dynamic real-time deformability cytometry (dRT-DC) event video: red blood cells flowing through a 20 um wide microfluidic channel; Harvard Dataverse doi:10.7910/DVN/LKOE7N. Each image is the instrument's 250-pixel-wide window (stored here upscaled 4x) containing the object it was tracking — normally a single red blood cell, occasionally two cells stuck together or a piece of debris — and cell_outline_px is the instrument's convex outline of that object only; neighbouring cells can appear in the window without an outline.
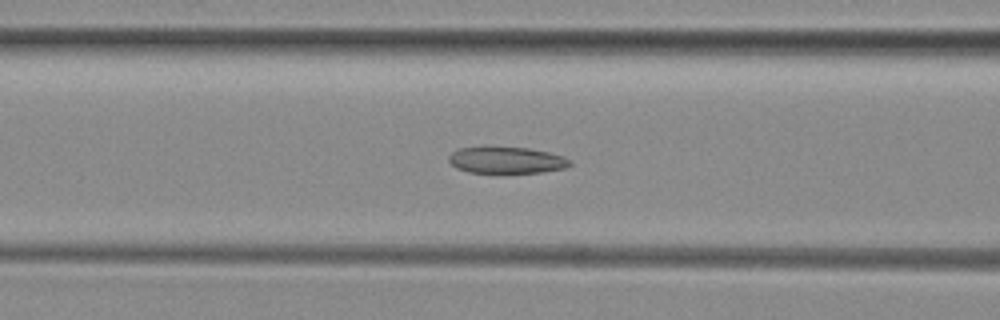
{"species": "common noctule bat (a hibernating species)", "species_latin": "Nyctalus noctula", "temperature_condition": "room temperature", "stored_images_in_passage": 52, "camera_frame_rate_fps": 3000, "um_per_image_px": 0.085, "animal": {"sex": "female", "body_mass_g": 29.2, "forearm_length_mm": 56.3}, "frame": {"image": 1, "passage_image": 21, "time_ms": 6.667, "image_size_px": [1000, 320], "cell_outline_px": [[572, 164], [564, 168], [540, 172], [468, 172], [456, 168], [448, 160], [448, 156], [452, 152], [460, 148], [484, 144], [528, 148], [548, 152], [564, 156], [572, 160]], "centroid_in_image_um": [43.01, 13.56], "position_along_channel_um": 123.6, "area_um2": 19.31}}
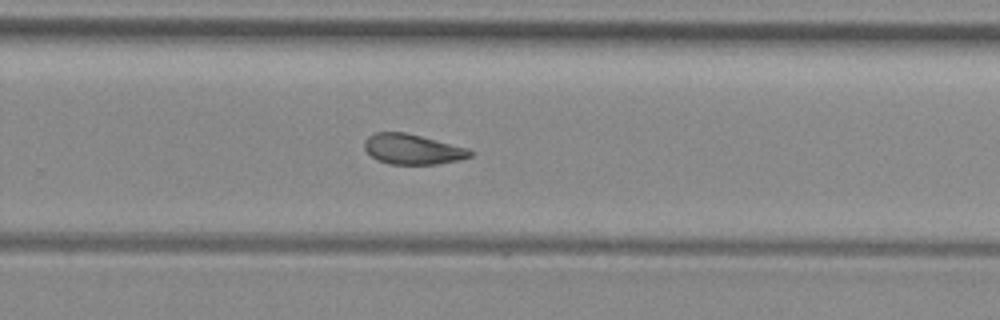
{"frame": {"image": 2, "passage_image": 34, "time_ms": 11.0, "image_size_px": [1000, 320], "cell_outline_px": [[472, 156], [460, 160], [436, 164], [388, 164], [376, 160], [364, 148], [364, 140], [368, 136], [376, 132], [404, 132], [468, 148], [472, 152]], "centroid_in_image_um": [35.04, 12.69], "position_along_channel_um": 294.8, "area_um2": 18.55}}
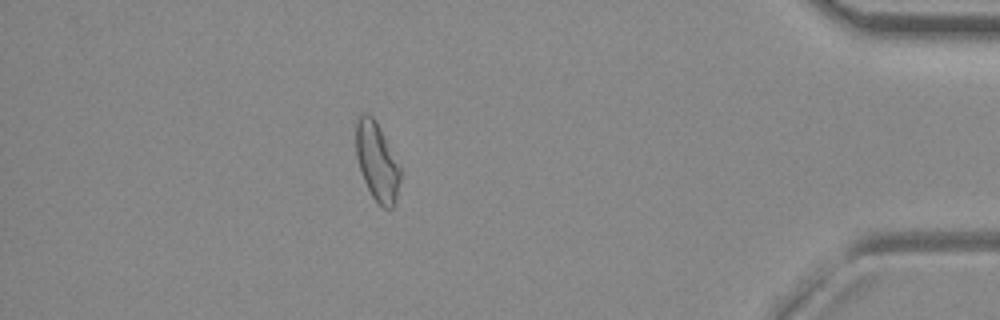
{"frame": {"image": 3, "passage_image": 46, "time_ms": 15.0, "image_size_px": [1000, 320], "cell_outline_px": [[400, 180], [396, 200], [392, 208], [384, 208], [372, 196], [364, 180], [356, 156], [356, 120], [360, 112], [368, 112], [376, 120], [400, 168]], "centroid_in_image_um": [32.02, 13.69], "position_along_channel_um": 403.2, "area_um2": 20.0}, "authors_computed_cell_mechanics": {"area_um2": 20.3456, "velocity_mm_per_s": 3.9694, "shape_relaxation_time_tau1_ms": null, "shape_relaxation_time_tau2_ms": 2.8357, "deformation_change_tau1": null, "deformation_change_tau2": 0.0964}}